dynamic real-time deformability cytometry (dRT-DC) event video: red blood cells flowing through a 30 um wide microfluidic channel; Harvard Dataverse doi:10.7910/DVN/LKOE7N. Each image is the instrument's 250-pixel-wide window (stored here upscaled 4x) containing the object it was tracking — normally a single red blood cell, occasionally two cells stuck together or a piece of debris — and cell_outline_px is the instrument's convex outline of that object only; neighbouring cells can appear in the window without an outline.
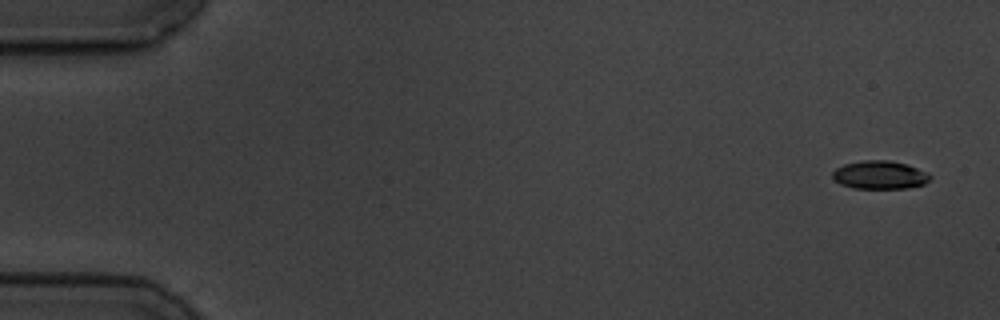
{"species": "common noctule bat (a hibernating species)", "species_latin": "Nyctalus noctula", "temperature_condition": "cold", "stored_images_in_passage": 9, "camera_frame_rate_fps": 3000, "um_per_image_px": 0.085, "animal": {"sex": "male", "body_mass_g": 19.5, "forearm_length_mm": 54.6}, "frame": {"image": 1, "passage_image": 1, "time_ms": 0.0, "image_size_px": [1000, 320], "cell_outline_px": [[932, 176], [924, 184], [908, 188], [852, 188], [840, 184], [832, 176], [832, 172], [836, 168], [844, 164], [864, 160], [888, 160], [908, 164], [928, 172]], "centroid_in_image_um": [74.8, 14.86], "position_along_channel_um": 10.2, "area_um2": 16.13}}
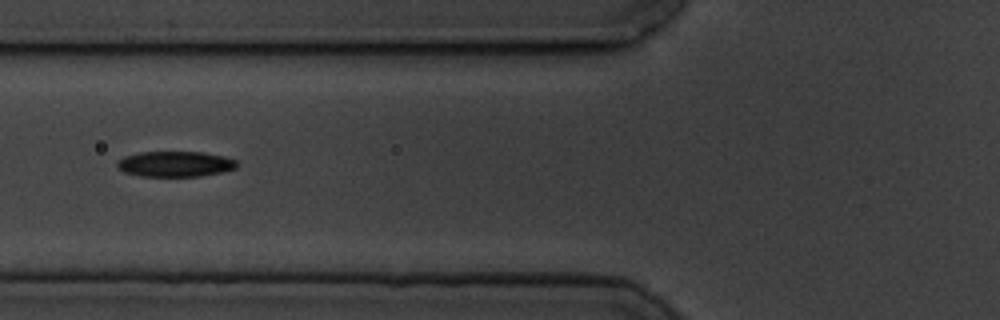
{"frame": {"image": 2, "passage_image": 6, "time_ms": 6.667, "image_size_px": [1000, 320], "cell_outline_px": [[236, 168], [224, 172], [200, 176], [140, 176], [124, 172], [116, 168], [116, 160], [124, 156], [140, 152], [204, 152], [224, 156], [236, 160]], "centroid_in_image_um": [14.86, 13.94], "position_along_channel_um": 110.9, "area_um2": 17.98}}
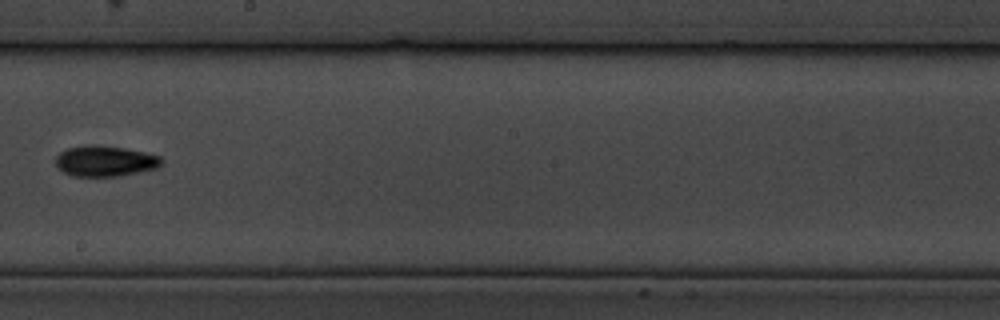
{"frame": {"image": 3, "passage_image": 9, "time_ms": 10.333, "image_size_px": [1000, 320], "cell_outline_px": [[164, 160], [160, 168], [120, 176], [72, 176], [64, 172], [56, 164], [56, 156], [60, 152], [68, 148], [124, 148], [144, 152], [160, 156]], "centroid_in_image_um": [9.02, 13.75], "position_along_channel_um": 239.2, "area_um2": 18.21}}